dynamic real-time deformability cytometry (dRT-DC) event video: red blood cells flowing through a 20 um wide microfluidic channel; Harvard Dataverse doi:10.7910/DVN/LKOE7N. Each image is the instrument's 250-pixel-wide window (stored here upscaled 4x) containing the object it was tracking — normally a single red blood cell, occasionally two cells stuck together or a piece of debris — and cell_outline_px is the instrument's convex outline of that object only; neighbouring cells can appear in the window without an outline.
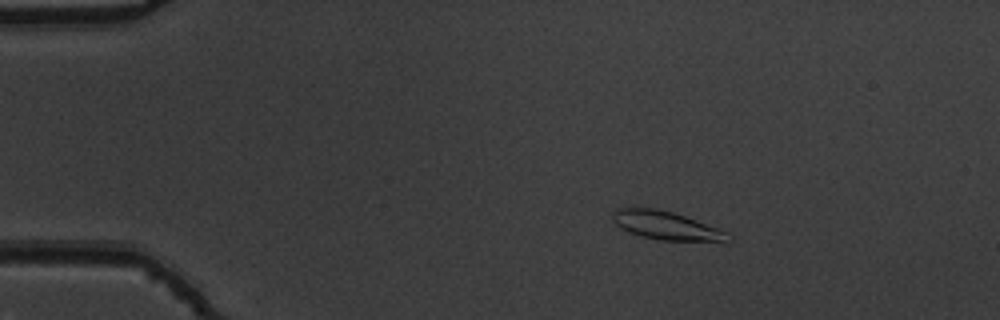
{"species": "common noctule bat (a hibernating species)", "species_latin": "Nyctalus noctula", "temperature_condition": "warm", "stored_images_in_passage": 54, "camera_frame_rate_fps": 3000, "um_per_image_px": 0.085, "animal": {"sex": "male", "body_mass_g": 19.5, "forearm_length_mm": 54.6}, "frame": {"image": 1, "passage_image": 9, "time_ms": 2.667, "image_size_px": [1000, 320], "cell_outline_px": [[732, 240], [660, 240], [640, 236], [628, 232], [620, 228], [616, 224], [612, 216], [616, 208], [656, 208], [672, 212], [684, 216], [728, 232]], "centroid_in_image_um": [56.56, 19.16], "position_along_channel_um": 28.4, "area_um2": 18.61}}
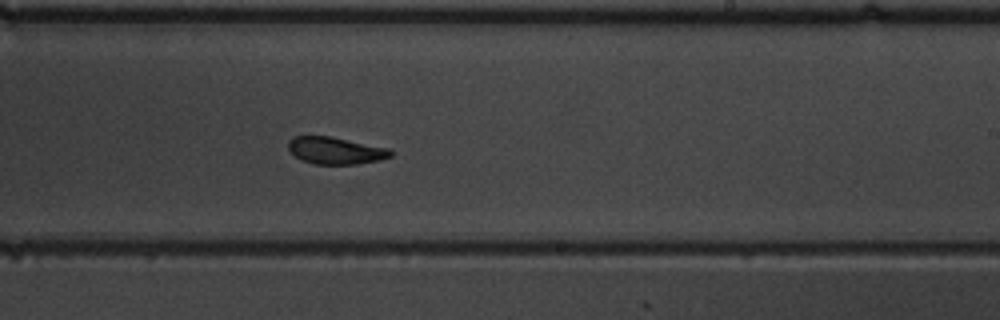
{"frame": {"image": 2, "passage_image": 33, "time_ms": 10.667, "image_size_px": [1000, 320], "cell_outline_px": [[392, 156], [380, 160], [356, 164], [312, 164], [300, 160], [288, 148], [288, 140], [292, 136], [332, 136], [388, 148], [392, 152]], "centroid_in_image_um": [28.5, 12.79], "position_along_channel_um": 260.5, "area_um2": 16.24}}
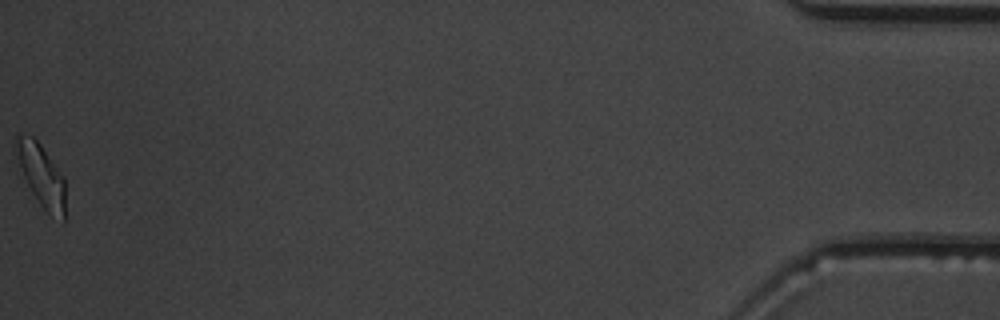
{"frame": {"image": 3, "passage_image": 54, "time_ms": 17.667, "image_size_px": [1000, 320], "cell_outline_px": [[64, 224], [52, 216], [40, 204], [32, 192], [12, 152], [16, 132], [20, 132], [32, 136], [40, 144], [64, 176]], "centroid_in_image_um": [3.46, 14.82], "position_along_channel_um": 431.7, "area_um2": 18.21}, "authors_computed_cell_mechanics": {"area_um2": 17.5134, "velocity_mm_per_s": 3.7689, "shape_relaxation_time_tau1_ms": 3.5334, "shape_relaxation_time_tau2_ms": 1.0532, "deformation_change_tau1": 0.1671, "deformation_change_tau2": 0.0704}}